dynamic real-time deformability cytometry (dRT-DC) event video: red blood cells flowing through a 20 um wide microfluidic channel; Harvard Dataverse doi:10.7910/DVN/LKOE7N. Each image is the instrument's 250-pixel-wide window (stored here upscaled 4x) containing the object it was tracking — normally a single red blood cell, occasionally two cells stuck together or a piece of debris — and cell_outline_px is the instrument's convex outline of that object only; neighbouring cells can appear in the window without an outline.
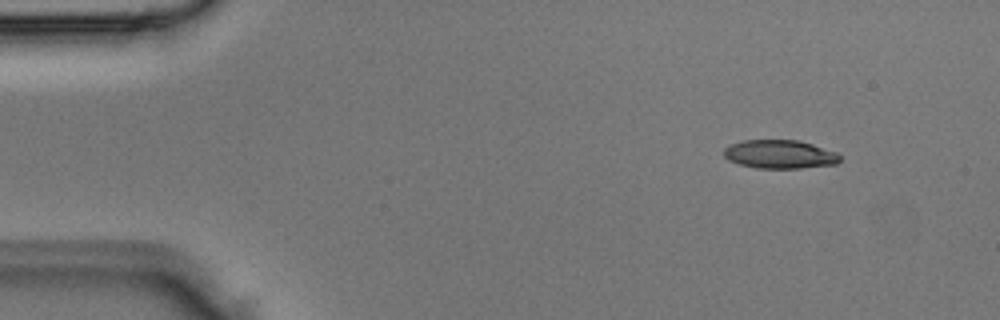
{"species": "Egyptian fruit bat (a non-hibernating species)", "species_latin": "Rousettus aegyptiacus", "temperature_condition": "room temperature", "stored_images_in_passage": 3, "camera_frame_rate_fps": 3000, "um_per_image_px": 0.085, "animal": {"sex": "male"}, "frame": {"image": 1, "passage_image": 1, "time_ms": 0.0, "image_size_px": [1000, 320], "cell_outline_px": [[840, 160], [836, 164], [800, 168], [756, 168], [740, 164], [728, 160], [724, 156], [724, 148], [732, 144], [744, 140], [800, 140], [836, 152], [840, 156]], "centroid_in_image_um": [66.28, 13.11], "position_along_channel_um": 18.7, "area_um2": 19.25}}
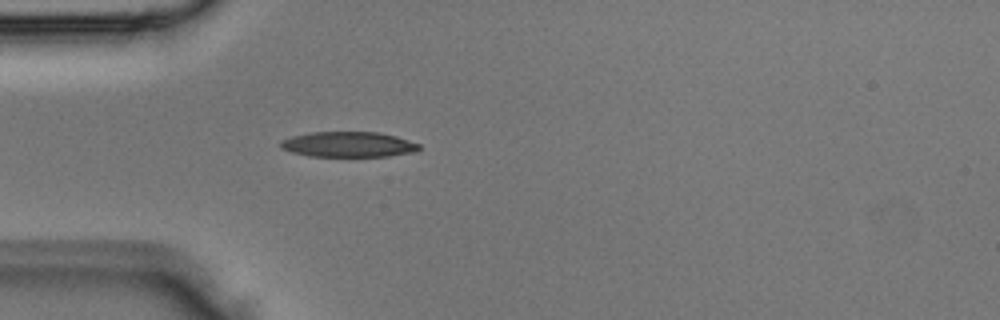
{"frame": {"image": 2, "passage_image": 3, "time_ms": 0.667, "image_size_px": [1000, 320], "cell_outline_px": [[420, 148], [416, 152], [388, 156], [308, 156], [292, 152], [280, 148], [280, 140], [292, 136], [312, 132], [380, 132], [396, 136], [420, 144]], "centroid_in_image_um": [29.61, 12.27], "position_along_channel_um": 55.4, "area_um2": 20.52}}